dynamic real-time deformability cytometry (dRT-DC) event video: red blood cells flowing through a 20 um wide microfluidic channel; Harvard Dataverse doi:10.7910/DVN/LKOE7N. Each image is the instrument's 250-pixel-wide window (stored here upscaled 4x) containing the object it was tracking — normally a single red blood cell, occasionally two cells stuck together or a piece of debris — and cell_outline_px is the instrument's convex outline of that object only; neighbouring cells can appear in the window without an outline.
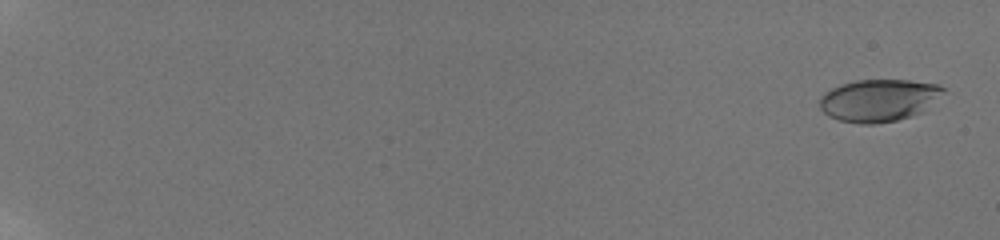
{"species": "human", "species_latin": "Homo sapiens", "temperature_condition": "room temperature", "stored_images_in_passage": 60, "camera_frame_rate_fps": 3000, "um_per_image_px": 0.085, "donor": {"sex": "male"}, "frame": {"image": 1, "passage_image": 3, "time_ms": 0.667, "image_size_px": [1000, 240], "cell_outline_px": [[944, 92], [924, 112], [912, 116], [896, 120], [872, 124], [860, 124], [840, 120], [828, 116], [820, 108], [820, 96], [824, 92], [840, 84], [856, 80], [908, 80], [940, 84], [944, 88]], "centroid_in_image_um": [74.7, 8.52], "position_along_channel_um": 10.3, "area_um2": 30.63}}
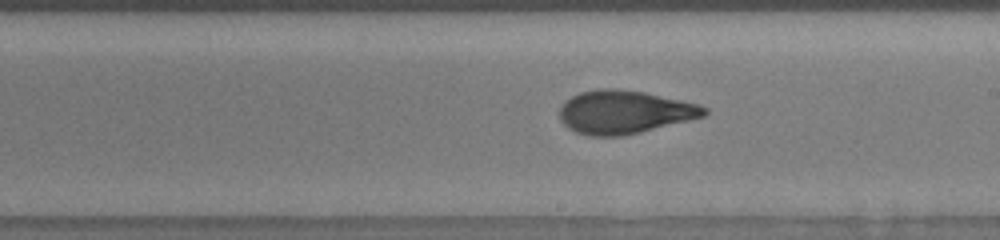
{"frame": {"image": 2, "passage_image": 40, "time_ms": 13.0, "image_size_px": [1000, 240], "cell_outline_px": [[708, 112], [704, 116], [640, 132], [620, 136], [588, 136], [576, 132], [568, 128], [560, 120], [560, 104], [572, 96], [580, 92], [596, 88], [616, 88], [644, 92], [700, 104], [708, 108]], "centroid_in_image_um": [53.05, 9.51], "position_along_channel_um": 236.0, "area_um2": 36.53}}
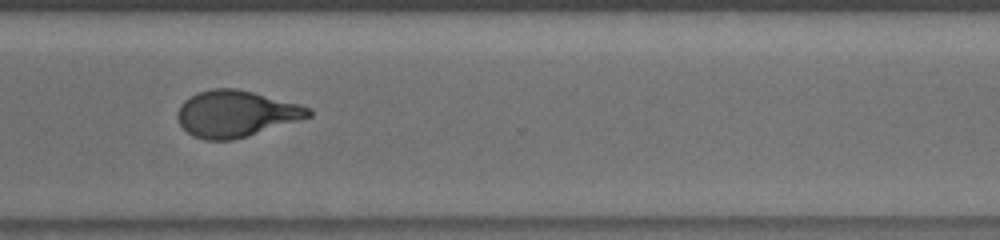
{"frame": {"image": 3, "passage_image": 49, "time_ms": 16.0, "image_size_px": [1000, 240], "cell_outline_px": [[312, 116], [300, 120], [248, 136], [232, 140], [204, 140], [192, 136], [180, 124], [176, 116], [176, 112], [180, 104], [184, 100], [200, 92], [212, 88], [236, 88], [300, 104], [312, 108]], "centroid_in_image_um": [20.05, 9.67], "position_along_channel_um": 350.5, "area_um2": 35.49}, "authors_computed_cell_mechanics": {"area_um2": 34.9112, "velocity_mm_per_s": 3.8322, "shape_relaxation_time_tau1_ms": 4.7889, "shape_relaxation_time_tau2_ms": 1.2217, "deformation_change_tau1": 0.2122, "deformation_change_tau2": 0.08}}